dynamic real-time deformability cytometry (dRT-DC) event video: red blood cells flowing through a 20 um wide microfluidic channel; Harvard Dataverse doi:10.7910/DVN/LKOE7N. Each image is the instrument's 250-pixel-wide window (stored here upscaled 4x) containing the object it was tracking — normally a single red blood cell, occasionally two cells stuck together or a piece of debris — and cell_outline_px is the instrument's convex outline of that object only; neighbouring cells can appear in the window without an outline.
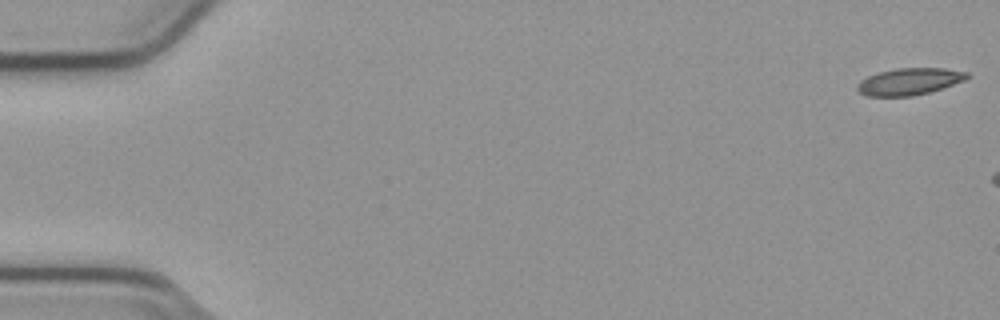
{"species": "common noctule bat (a hibernating species)", "species_latin": "Nyctalus noctula", "temperature_condition": "cold", "stored_images_in_passage": 7, "camera_frame_rate_fps": 3000, "um_per_image_px": 0.085, "animal": {"sex": "male", "body_mass_g": 23.1, "forearm_length_mm": 52.7}, "frame": {"image": 1, "passage_image": 1, "time_ms": 0.0, "image_size_px": [1000, 320], "cell_outline_px": [[972, 76], [964, 80], [928, 92], [912, 96], [868, 96], [860, 92], [856, 88], [856, 84], [860, 80], [868, 76], [880, 72], [896, 68], [944, 68], [968, 72]], "centroid_in_image_um": [77.28, 6.92], "position_along_channel_um": 7.7, "area_um2": 17.05}}